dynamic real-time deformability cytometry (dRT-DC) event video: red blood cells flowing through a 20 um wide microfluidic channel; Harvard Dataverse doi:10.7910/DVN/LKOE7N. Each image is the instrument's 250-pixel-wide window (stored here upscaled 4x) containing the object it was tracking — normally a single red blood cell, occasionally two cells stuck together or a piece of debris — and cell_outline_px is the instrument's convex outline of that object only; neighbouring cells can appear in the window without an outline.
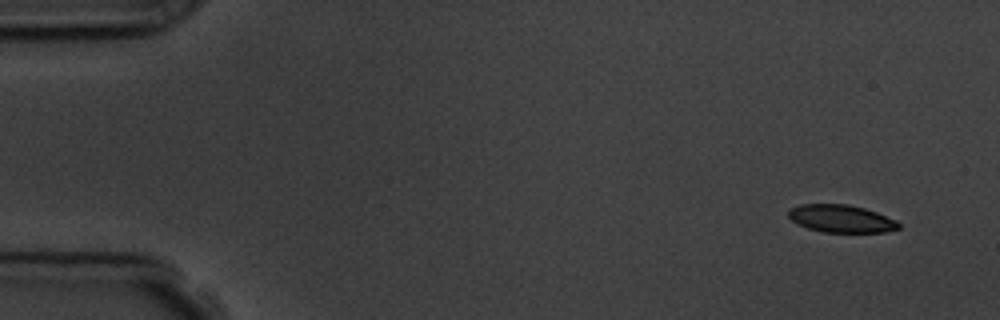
{"species": "common noctule bat (a hibernating species)", "species_latin": "Nyctalus noctula", "temperature_condition": "room temperature", "stored_images_in_passage": 5, "camera_frame_rate_fps": 3000, "um_per_image_px": 0.085, "animal": {"sex": "male", "body_mass_g": 19.5, "forearm_length_mm": 54.6}, "frame": {"image": 1, "passage_image": 1, "time_ms": 0.0, "image_size_px": [1000, 320], "cell_outline_px": [[900, 228], [884, 232], [824, 232], [808, 228], [796, 224], [788, 216], [788, 208], [800, 204], [848, 204], [864, 208], [876, 212], [896, 220], [900, 224]], "centroid_in_image_um": [71.47, 18.58], "position_along_channel_um": 13.5, "area_um2": 17.8}}